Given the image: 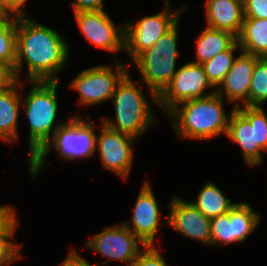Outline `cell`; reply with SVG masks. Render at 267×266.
<instances>
[{"label": "cell", "instance_id": "1", "mask_svg": "<svg viewBox=\"0 0 267 266\" xmlns=\"http://www.w3.org/2000/svg\"><path fill=\"white\" fill-rule=\"evenodd\" d=\"M68 46L57 31L27 16L17 17L14 67L17 80L26 60L29 81H58L57 74L70 53Z\"/></svg>", "mask_w": 267, "mask_h": 266}, {"label": "cell", "instance_id": "2", "mask_svg": "<svg viewBox=\"0 0 267 266\" xmlns=\"http://www.w3.org/2000/svg\"><path fill=\"white\" fill-rule=\"evenodd\" d=\"M223 99L215 93L181 102L172 108L167 114L173 119L178 138L211 140L221 133L226 135L229 117L225 113Z\"/></svg>", "mask_w": 267, "mask_h": 266}, {"label": "cell", "instance_id": "3", "mask_svg": "<svg viewBox=\"0 0 267 266\" xmlns=\"http://www.w3.org/2000/svg\"><path fill=\"white\" fill-rule=\"evenodd\" d=\"M59 81H28L31 90L24 99L25 113L29 123V147L31 160L64 123L55 119L58 111L57 88ZM54 127V128H53Z\"/></svg>", "mask_w": 267, "mask_h": 266}, {"label": "cell", "instance_id": "4", "mask_svg": "<svg viewBox=\"0 0 267 266\" xmlns=\"http://www.w3.org/2000/svg\"><path fill=\"white\" fill-rule=\"evenodd\" d=\"M115 106V122L102 119L103 124L114 131L135 137L154 126L153 110L149 107L143 91L131 79L129 72L121 79L112 95Z\"/></svg>", "mask_w": 267, "mask_h": 266}, {"label": "cell", "instance_id": "5", "mask_svg": "<svg viewBox=\"0 0 267 266\" xmlns=\"http://www.w3.org/2000/svg\"><path fill=\"white\" fill-rule=\"evenodd\" d=\"M179 21L167 31L153 46L142 52L135 60L149 94L158 105V96L172 82L177 71L176 59Z\"/></svg>", "mask_w": 267, "mask_h": 266}, {"label": "cell", "instance_id": "6", "mask_svg": "<svg viewBox=\"0 0 267 266\" xmlns=\"http://www.w3.org/2000/svg\"><path fill=\"white\" fill-rule=\"evenodd\" d=\"M96 136L94 123L84 121L79 115L70 118L69 122L60 126L53 134L52 139L29 160L31 177L34 178L41 170L51 147H54L59 156L64 157L65 160L93 156L96 150Z\"/></svg>", "mask_w": 267, "mask_h": 266}, {"label": "cell", "instance_id": "7", "mask_svg": "<svg viewBox=\"0 0 267 266\" xmlns=\"http://www.w3.org/2000/svg\"><path fill=\"white\" fill-rule=\"evenodd\" d=\"M226 136L237 143L249 166L262 164V154L267 151V115L261 106L233 108Z\"/></svg>", "mask_w": 267, "mask_h": 266}, {"label": "cell", "instance_id": "8", "mask_svg": "<svg viewBox=\"0 0 267 266\" xmlns=\"http://www.w3.org/2000/svg\"><path fill=\"white\" fill-rule=\"evenodd\" d=\"M165 10L156 15L146 16L136 24L126 23L124 33V50L129 52L134 61L142 52L150 48L169 31L180 19L186 5L179 10L168 7L169 0H164Z\"/></svg>", "mask_w": 267, "mask_h": 266}, {"label": "cell", "instance_id": "9", "mask_svg": "<svg viewBox=\"0 0 267 266\" xmlns=\"http://www.w3.org/2000/svg\"><path fill=\"white\" fill-rule=\"evenodd\" d=\"M209 87L213 86L208 81L202 65L191 61L177 69L172 82L158 96V106L167 114L181 102L215 94L214 89L203 94Z\"/></svg>", "mask_w": 267, "mask_h": 266}, {"label": "cell", "instance_id": "10", "mask_svg": "<svg viewBox=\"0 0 267 266\" xmlns=\"http://www.w3.org/2000/svg\"><path fill=\"white\" fill-rule=\"evenodd\" d=\"M115 69L110 66H95L80 72L70 84L79 95V104L91 105L112 98L117 84L128 73L127 67L115 58Z\"/></svg>", "mask_w": 267, "mask_h": 266}, {"label": "cell", "instance_id": "11", "mask_svg": "<svg viewBox=\"0 0 267 266\" xmlns=\"http://www.w3.org/2000/svg\"><path fill=\"white\" fill-rule=\"evenodd\" d=\"M86 244V247L106 256L108 261H122L127 263L126 266H131L147 247L123 222L101 231Z\"/></svg>", "mask_w": 267, "mask_h": 266}, {"label": "cell", "instance_id": "12", "mask_svg": "<svg viewBox=\"0 0 267 266\" xmlns=\"http://www.w3.org/2000/svg\"><path fill=\"white\" fill-rule=\"evenodd\" d=\"M260 214L254 212L250 204L237 203L224 215L211 218V245L242 243L260 222Z\"/></svg>", "mask_w": 267, "mask_h": 266}, {"label": "cell", "instance_id": "13", "mask_svg": "<svg viewBox=\"0 0 267 266\" xmlns=\"http://www.w3.org/2000/svg\"><path fill=\"white\" fill-rule=\"evenodd\" d=\"M101 131L96 136V149L104 168L116 172L126 180L130 173L133 160L132 145L136 138L131 135L114 131L101 123Z\"/></svg>", "mask_w": 267, "mask_h": 266}, {"label": "cell", "instance_id": "14", "mask_svg": "<svg viewBox=\"0 0 267 266\" xmlns=\"http://www.w3.org/2000/svg\"><path fill=\"white\" fill-rule=\"evenodd\" d=\"M74 15L82 34L90 43L112 53L124 49V26L117 27L104 10L80 11Z\"/></svg>", "mask_w": 267, "mask_h": 266}, {"label": "cell", "instance_id": "15", "mask_svg": "<svg viewBox=\"0 0 267 266\" xmlns=\"http://www.w3.org/2000/svg\"><path fill=\"white\" fill-rule=\"evenodd\" d=\"M168 205V224L183 236L211 244V219L205 217L191 202L174 196Z\"/></svg>", "mask_w": 267, "mask_h": 266}, {"label": "cell", "instance_id": "16", "mask_svg": "<svg viewBox=\"0 0 267 266\" xmlns=\"http://www.w3.org/2000/svg\"><path fill=\"white\" fill-rule=\"evenodd\" d=\"M160 218L159 207L148 182L144 183L136 199L131 225L128 227L143 243L153 246Z\"/></svg>", "mask_w": 267, "mask_h": 266}, {"label": "cell", "instance_id": "17", "mask_svg": "<svg viewBox=\"0 0 267 266\" xmlns=\"http://www.w3.org/2000/svg\"><path fill=\"white\" fill-rule=\"evenodd\" d=\"M258 58V56L241 51L219 87L215 89L216 93L222 98H224L223 94H225L228 102H235L234 108L239 107L238 102L240 100L244 102L242 105L248 106L249 88Z\"/></svg>", "mask_w": 267, "mask_h": 266}, {"label": "cell", "instance_id": "18", "mask_svg": "<svg viewBox=\"0 0 267 266\" xmlns=\"http://www.w3.org/2000/svg\"><path fill=\"white\" fill-rule=\"evenodd\" d=\"M207 27L238 36L244 22V0H206Z\"/></svg>", "mask_w": 267, "mask_h": 266}, {"label": "cell", "instance_id": "19", "mask_svg": "<svg viewBox=\"0 0 267 266\" xmlns=\"http://www.w3.org/2000/svg\"><path fill=\"white\" fill-rule=\"evenodd\" d=\"M24 86L17 80L12 86L0 90V140L13 143L17 140V123L22 101L18 87Z\"/></svg>", "mask_w": 267, "mask_h": 266}, {"label": "cell", "instance_id": "20", "mask_svg": "<svg viewBox=\"0 0 267 266\" xmlns=\"http://www.w3.org/2000/svg\"><path fill=\"white\" fill-rule=\"evenodd\" d=\"M237 42L240 51L267 57V19L244 18Z\"/></svg>", "mask_w": 267, "mask_h": 266}, {"label": "cell", "instance_id": "21", "mask_svg": "<svg viewBox=\"0 0 267 266\" xmlns=\"http://www.w3.org/2000/svg\"><path fill=\"white\" fill-rule=\"evenodd\" d=\"M237 41V36L231 32L207 27L197 39L196 61L203 64L209 61L218 53L229 49Z\"/></svg>", "mask_w": 267, "mask_h": 266}, {"label": "cell", "instance_id": "22", "mask_svg": "<svg viewBox=\"0 0 267 266\" xmlns=\"http://www.w3.org/2000/svg\"><path fill=\"white\" fill-rule=\"evenodd\" d=\"M191 203L210 219L227 214L236 205L212 182L206 183L200 189L197 200Z\"/></svg>", "mask_w": 267, "mask_h": 266}, {"label": "cell", "instance_id": "23", "mask_svg": "<svg viewBox=\"0 0 267 266\" xmlns=\"http://www.w3.org/2000/svg\"><path fill=\"white\" fill-rule=\"evenodd\" d=\"M236 49L240 50V46L237 41L229 49L218 53L209 61L201 64L208 81L213 87H215V89L220 85L224 76L231 69L235 60L234 51Z\"/></svg>", "mask_w": 267, "mask_h": 266}, {"label": "cell", "instance_id": "24", "mask_svg": "<svg viewBox=\"0 0 267 266\" xmlns=\"http://www.w3.org/2000/svg\"><path fill=\"white\" fill-rule=\"evenodd\" d=\"M17 17L10 15L0 22V62L13 69L16 62Z\"/></svg>", "mask_w": 267, "mask_h": 266}, {"label": "cell", "instance_id": "25", "mask_svg": "<svg viewBox=\"0 0 267 266\" xmlns=\"http://www.w3.org/2000/svg\"><path fill=\"white\" fill-rule=\"evenodd\" d=\"M267 101V57H259L249 88L248 106H261Z\"/></svg>", "mask_w": 267, "mask_h": 266}, {"label": "cell", "instance_id": "26", "mask_svg": "<svg viewBox=\"0 0 267 266\" xmlns=\"http://www.w3.org/2000/svg\"><path fill=\"white\" fill-rule=\"evenodd\" d=\"M15 215L1 230H0V266H8L14 260L21 258L19 254L20 245L10 241V238L15 235L16 227L19 225Z\"/></svg>", "mask_w": 267, "mask_h": 266}, {"label": "cell", "instance_id": "27", "mask_svg": "<svg viewBox=\"0 0 267 266\" xmlns=\"http://www.w3.org/2000/svg\"><path fill=\"white\" fill-rule=\"evenodd\" d=\"M131 266H167L155 245L147 246L133 261Z\"/></svg>", "mask_w": 267, "mask_h": 266}, {"label": "cell", "instance_id": "28", "mask_svg": "<svg viewBox=\"0 0 267 266\" xmlns=\"http://www.w3.org/2000/svg\"><path fill=\"white\" fill-rule=\"evenodd\" d=\"M244 18L267 19V0H244Z\"/></svg>", "mask_w": 267, "mask_h": 266}, {"label": "cell", "instance_id": "29", "mask_svg": "<svg viewBox=\"0 0 267 266\" xmlns=\"http://www.w3.org/2000/svg\"><path fill=\"white\" fill-rule=\"evenodd\" d=\"M16 81L14 69L10 65L0 62V90L12 86Z\"/></svg>", "mask_w": 267, "mask_h": 266}, {"label": "cell", "instance_id": "30", "mask_svg": "<svg viewBox=\"0 0 267 266\" xmlns=\"http://www.w3.org/2000/svg\"><path fill=\"white\" fill-rule=\"evenodd\" d=\"M73 12L103 10V0H74Z\"/></svg>", "mask_w": 267, "mask_h": 266}, {"label": "cell", "instance_id": "31", "mask_svg": "<svg viewBox=\"0 0 267 266\" xmlns=\"http://www.w3.org/2000/svg\"><path fill=\"white\" fill-rule=\"evenodd\" d=\"M28 0H0L1 6L9 13L16 17L26 16L23 8Z\"/></svg>", "mask_w": 267, "mask_h": 266}, {"label": "cell", "instance_id": "32", "mask_svg": "<svg viewBox=\"0 0 267 266\" xmlns=\"http://www.w3.org/2000/svg\"><path fill=\"white\" fill-rule=\"evenodd\" d=\"M60 266H100L98 264L90 265V263L85 260L79 253H77L74 249L70 251L67 258L63 261Z\"/></svg>", "mask_w": 267, "mask_h": 266}, {"label": "cell", "instance_id": "33", "mask_svg": "<svg viewBox=\"0 0 267 266\" xmlns=\"http://www.w3.org/2000/svg\"><path fill=\"white\" fill-rule=\"evenodd\" d=\"M11 206L0 205V230L16 215Z\"/></svg>", "mask_w": 267, "mask_h": 266}, {"label": "cell", "instance_id": "34", "mask_svg": "<svg viewBox=\"0 0 267 266\" xmlns=\"http://www.w3.org/2000/svg\"><path fill=\"white\" fill-rule=\"evenodd\" d=\"M9 16V13L1 6L0 3V22L5 21Z\"/></svg>", "mask_w": 267, "mask_h": 266}]
</instances>
